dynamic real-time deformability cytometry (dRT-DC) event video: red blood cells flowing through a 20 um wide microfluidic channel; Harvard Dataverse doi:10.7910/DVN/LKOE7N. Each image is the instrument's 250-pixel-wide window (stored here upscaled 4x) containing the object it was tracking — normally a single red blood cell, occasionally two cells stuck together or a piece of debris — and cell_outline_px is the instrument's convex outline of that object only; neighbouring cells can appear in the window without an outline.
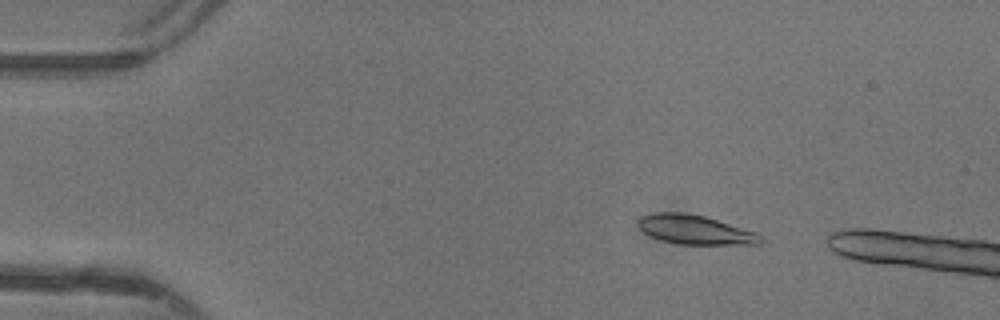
{"species": "common noctule bat (a hibernating species)", "species_latin": "Nyctalus noctula", "temperature_condition": "warm", "stored_images_in_passage": 9, "camera_frame_rate_fps": 3000, "um_per_image_px": 0.085, "animal": {"sex": "female"}, "frame": {"image": 1, "passage_image": 6, "time_ms": 1.667, "image_size_px": [1000, 320], "cell_outline_px": [[764, 240], [760, 244], [680, 244], [664, 240], [652, 236], [644, 232], [636, 224], [636, 220], [640, 216], [656, 212], [680, 212], [704, 216], [756, 232]], "centroid_in_image_um": [59.05, 19.51], "position_along_channel_um": 25.9, "area_um2": 20.63}}